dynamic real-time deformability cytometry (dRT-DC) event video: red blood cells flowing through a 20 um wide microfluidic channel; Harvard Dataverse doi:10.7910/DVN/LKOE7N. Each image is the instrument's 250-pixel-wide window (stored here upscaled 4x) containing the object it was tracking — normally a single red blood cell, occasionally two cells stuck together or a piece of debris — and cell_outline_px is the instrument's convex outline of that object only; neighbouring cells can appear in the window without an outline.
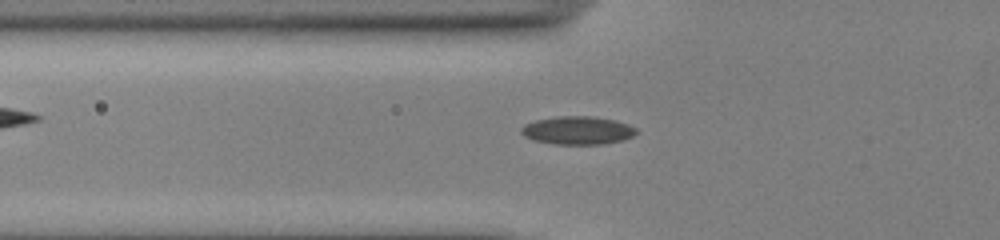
{"species": "common noctule bat (a hibernating species)", "species_latin": "Nyctalus noctula", "temperature_condition": "cold", "stored_images_in_passage": 51, "camera_frame_rate_fps": 3000, "um_per_image_px": 0.085, "animal": {"sex": "male", "body_mass_g": 13.0, "forearm_length_mm": 53.1}, "frame": {"image": 1, "passage_image": 20, "time_ms": 6.333, "image_size_px": [1000, 240], "cell_outline_px": [[640, 132], [624, 140], [604, 144], [556, 144], [532, 140], [524, 136], [520, 132], [520, 128], [524, 124], [536, 120], [556, 116], [592, 116], [616, 120], [628, 124], [636, 128]], "centroid_in_image_um": [49.11, 11.08], "position_along_channel_um": 76.7, "area_um2": 19.13}}
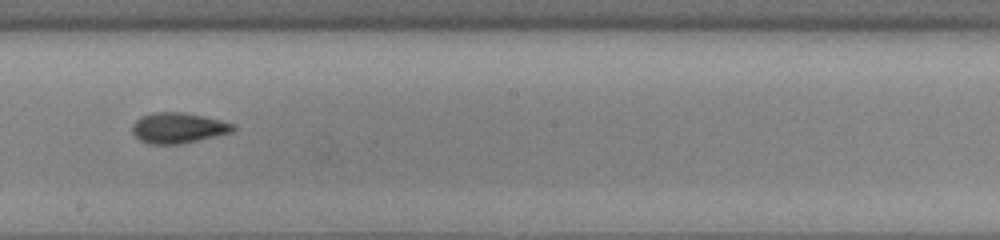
{"frame": {"image": 2, "passage_image": 32, "time_ms": 10.333, "image_size_px": [1000, 240], "cell_outline_px": [[236, 128], [232, 132], [216, 136], [180, 144], [148, 144], [140, 140], [132, 132], [132, 124], [140, 116], [156, 112], [184, 112], [204, 116], [236, 124]], "centroid_in_image_um": [15.15, 10.87], "position_along_channel_um": 233.1, "area_um2": 18.03}}
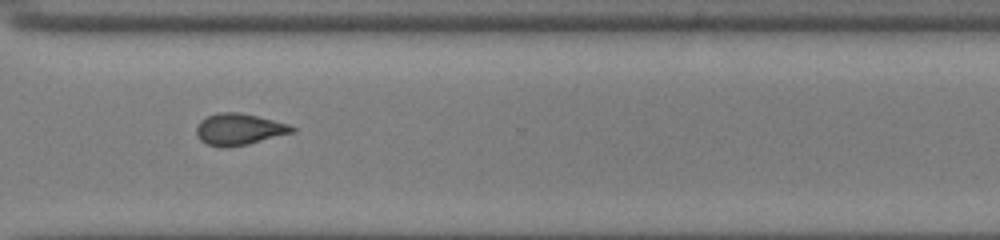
{"frame": {"image": 3, "passage_image": 41, "time_ms": 13.333, "image_size_px": [1000, 240], "cell_outline_px": [[296, 128], [292, 132], [248, 144], [208, 144], [200, 140], [196, 136], [196, 128], [200, 120], [216, 112], [240, 112], [288, 124]], "centroid_in_image_um": [20.29, 10.94], "position_along_channel_um": 350.3, "area_um2": 16.82}}